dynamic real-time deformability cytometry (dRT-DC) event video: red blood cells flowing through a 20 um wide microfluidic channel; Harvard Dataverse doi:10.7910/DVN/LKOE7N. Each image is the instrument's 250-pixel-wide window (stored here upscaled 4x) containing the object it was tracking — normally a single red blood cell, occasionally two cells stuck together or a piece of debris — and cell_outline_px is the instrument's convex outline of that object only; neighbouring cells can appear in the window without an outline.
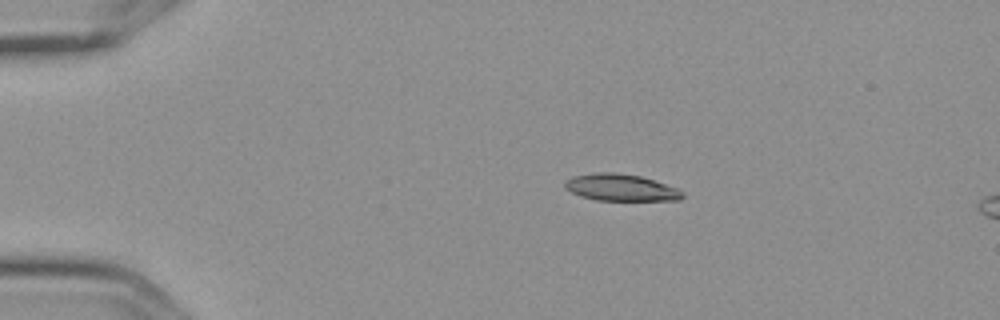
{"species": "Egyptian fruit bat (a non-hibernating species)", "species_latin": "Rousettus aegyptiacus", "temperature_condition": "cold", "stored_images_in_passage": 4, "camera_frame_rate_fps": 3000, "um_per_image_px": 0.085, "frame": {"image": 1, "passage_image": 2, "time_ms": 0.333, "image_size_px": [1000, 320], "cell_outline_px": [[684, 196], [680, 200], [596, 200], [580, 196], [564, 188], [564, 184], [572, 176], [596, 172], [612, 172], [640, 176], [680, 188], [684, 192]], "centroid_in_image_um": [52.8, 15.94], "position_along_channel_um": 32.2, "area_um2": 18.44}}